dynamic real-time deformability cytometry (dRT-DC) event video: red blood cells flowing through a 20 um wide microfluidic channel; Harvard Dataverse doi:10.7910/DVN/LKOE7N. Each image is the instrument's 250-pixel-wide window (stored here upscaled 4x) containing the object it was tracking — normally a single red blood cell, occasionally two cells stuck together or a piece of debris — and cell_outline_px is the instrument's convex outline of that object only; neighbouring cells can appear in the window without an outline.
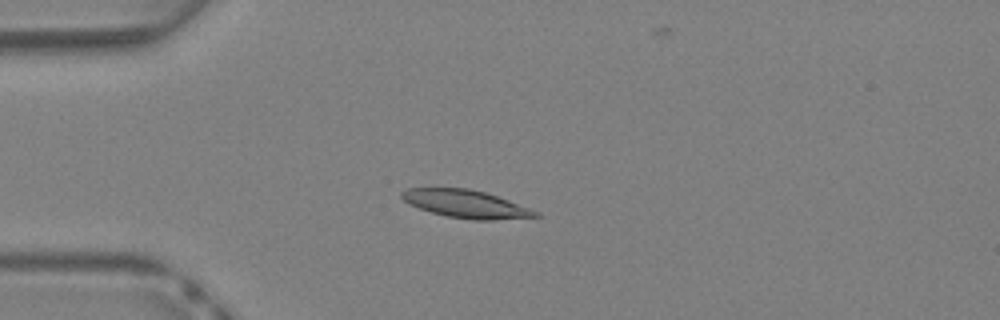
{"species": "Egyptian fruit bat (a non-hibernating species)", "species_latin": "Rousettus aegyptiacus", "temperature_condition": "warm", "stored_images_in_passage": 40, "camera_frame_rate_fps": 3000, "um_per_image_px": 0.085, "animal": {"sex": "female"}, "frame": {"image": 1, "passage_image": 10, "time_ms": 3.0, "image_size_px": [1000, 320], "cell_outline_px": [[540, 216], [492, 220], [472, 220], [448, 216], [432, 212], [408, 204], [400, 196], [400, 192], [408, 188], [468, 188], [484, 192], [508, 200], [540, 212]], "centroid_in_image_um": [39.58, 17.33], "position_along_channel_um": 45.4, "area_um2": 21.5}}
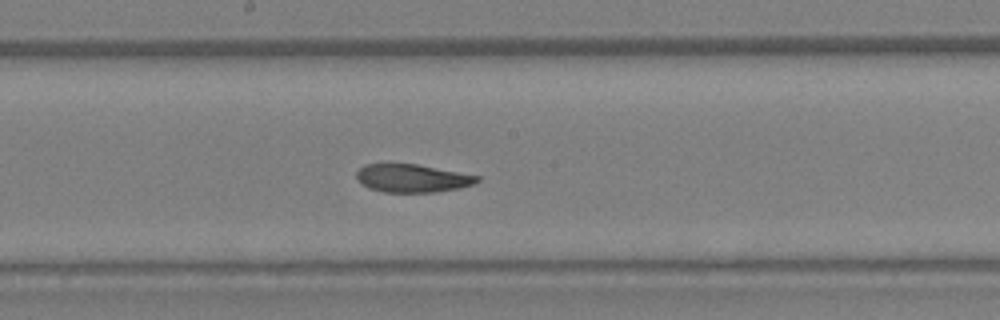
{"frame": {"image": 2, "passage_image": 21, "time_ms": 6.667, "image_size_px": [1000, 320], "cell_outline_px": [[480, 180], [472, 184], [460, 188], [436, 192], [384, 192], [368, 188], [356, 176], [356, 172], [364, 164], [416, 164], [480, 176]], "centroid_in_image_um": [35.05, 15.15], "position_along_channel_um": 213.1, "area_um2": 19.54}}
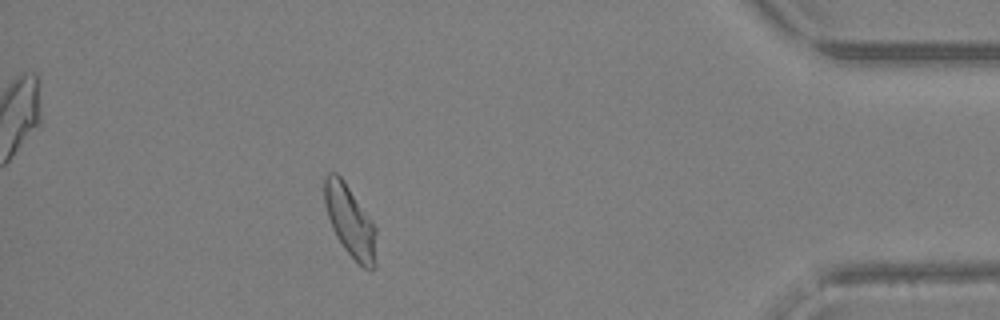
{"frame": {"image": 3, "passage_image": 35, "time_ms": 11.333, "image_size_px": [1000, 320], "cell_outline_px": [[376, 264], [372, 268], [364, 268], [344, 248], [336, 236], [332, 228], [324, 204], [324, 176], [328, 172], [336, 172], [344, 180], [372, 220], [376, 228]], "centroid_in_image_um": [29.75, 18.76], "position_along_channel_um": 405.5, "area_um2": 21.56}}